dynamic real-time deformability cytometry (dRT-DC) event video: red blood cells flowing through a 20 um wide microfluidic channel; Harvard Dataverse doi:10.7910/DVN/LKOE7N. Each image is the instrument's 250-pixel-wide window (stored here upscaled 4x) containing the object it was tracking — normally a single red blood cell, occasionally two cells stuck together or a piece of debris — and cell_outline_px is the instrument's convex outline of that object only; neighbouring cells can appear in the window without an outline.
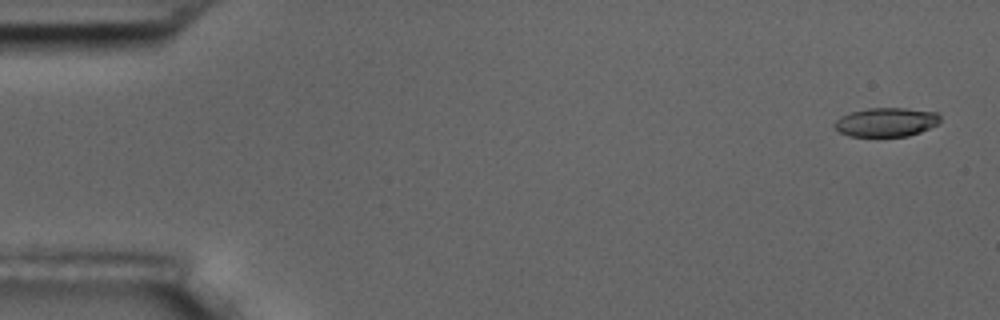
{"species": "common noctule bat (a hibernating species)", "species_latin": "Nyctalus noctula", "temperature_condition": "room temperature", "stored_images_in_passage": 5, "camera_frame_rate_fps": 3000, "um_per_image_px": 0.085, "animal": {"sex": "male", "body_mass_g": 17.5, "forearm_length_mm": 52.3}, "frame": {"image": 1, "passage_image": 1, "time_ms": 0.0, "image_size_px": [1000, 320], "cell_outline_px": [[940, 124], [920, 132], [908, 136], [848, 136], [840, 132], [832, 124], [840, 116], [852, 112], [868, 108], [904, 108], [936, 112], [940, 116]], "centroid_in_image_um": [75.34, 10.38], "position_along_channel_um": 9.7, "area_um2": 17.86}}